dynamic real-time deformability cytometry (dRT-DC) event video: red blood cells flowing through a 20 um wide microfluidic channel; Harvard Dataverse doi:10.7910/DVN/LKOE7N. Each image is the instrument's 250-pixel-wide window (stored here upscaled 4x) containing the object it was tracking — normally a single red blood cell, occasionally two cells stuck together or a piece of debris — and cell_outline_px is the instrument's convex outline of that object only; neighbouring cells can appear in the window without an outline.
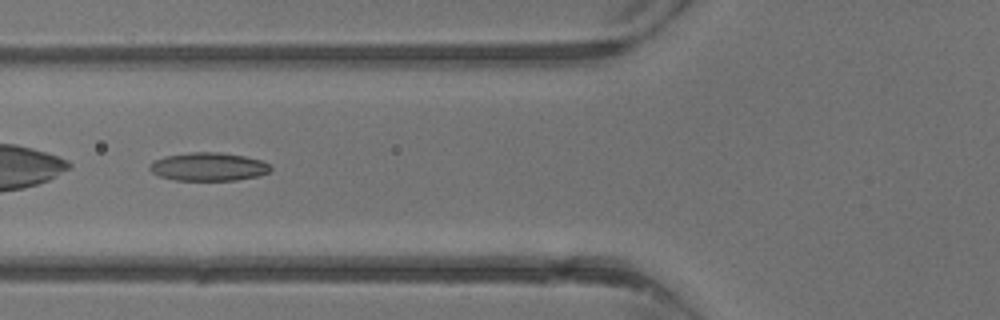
{"species": "common noctule bat (a hibernating species)", "species_latin": "Nyctalus noctula", "temperature_condition": "warm", "stored_images_in_passage": 5, "camera_frame_rate_fps": 3000, "um_per_image_px": 0.085, "animal": {"sex": "male", "body_mass_g": 13.3}, "frame": {"image": 1, "passage_image": 5, "time_ms": 4.667, "image_size_px": [1000, 320], "cell_outline_px": [[272, 168], [268, 172], [260, 176], [236, 180], [176, 180], [160, 176], [152, 172], [148, 168], [148, 164], [152, 160], [164, 156], [188, 152], [220, 152], [244, 156], [264, 160], [272, 164]], "centroid_in_image_um": [17.73, 14.16], "position_along_channel_um": 108.1, "area_um2": 20.29}}